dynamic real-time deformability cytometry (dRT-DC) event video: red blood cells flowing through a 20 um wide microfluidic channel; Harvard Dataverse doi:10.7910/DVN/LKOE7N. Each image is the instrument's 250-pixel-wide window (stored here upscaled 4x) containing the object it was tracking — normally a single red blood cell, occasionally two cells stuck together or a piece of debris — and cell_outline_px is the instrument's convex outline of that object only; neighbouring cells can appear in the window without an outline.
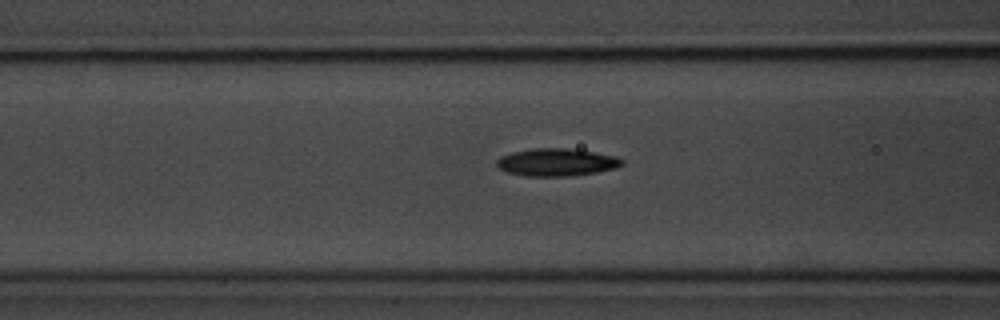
{"species": "common noctule bat (a hibernating species)", "species_latin": "Nyctalus noctula", "temperature_condition": "room temperature", "stored_images_in_passage": 35, "camera_frame_rate_fps": 3000, "um_per_image_px": 0.085, "animal": {"sex": "male", "body_mass_g": 20.1, "forearm_length_mm": 53.5}, "frame": {"image": 1, "passage_image": 7, "time_ms": 2.0, "image_size_px": [1000, 320], "cell_outline_px": [[624, 164], [616, 168], [596, 172], [568, 176], [524, 176], [508, 172], [500, 168], [496, 164], [496, 160], [500, 156], [512, 152], [532, 148], [568, 148], [616, 156], [624, 160]], "centroid_in_image_um": [47.3, 13.79], "position_along_channel_um": 119.3, "area_um2": 20.11}}
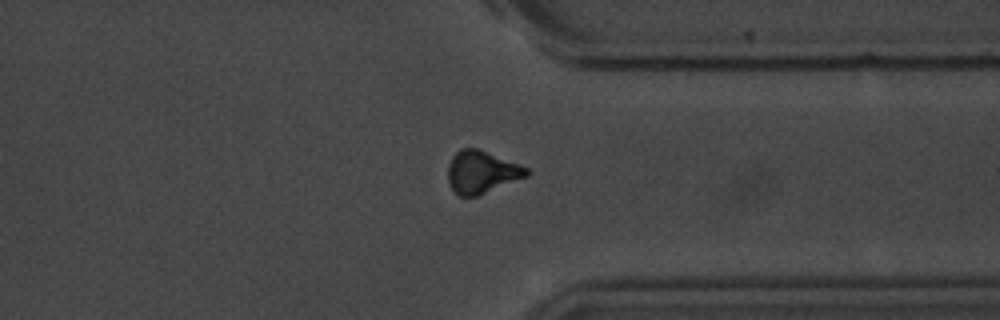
{"frame": {"image": 2, "passage_image": 28, "time_ms": 9.0, "image_size_px": [1000, 320], "cell_outline_px": [[532, 172], [528, 176], [476, 196], [456, 196], [448, 184], [448, 164], [452, 156], [460, 148], [476, 148], [520, 164], [528, 168]], "centroid_in_image_um": [40.92, 14.63], "position_along_channel_um": 370.5, "area_um2": 19.59}}
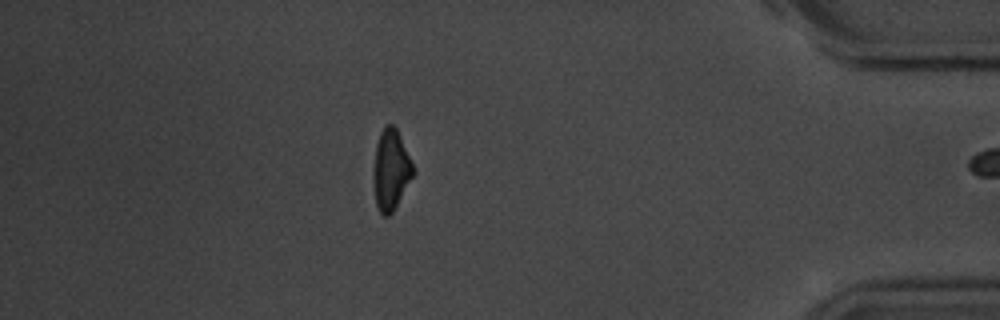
{"frame": {"image": 3, "passage_image": 34, "time_ms": 11.0, "image_size_px": [1000, 320], "cell_outline_px": [[416, 172], [392, 212], [388, 216], [384, 216], [380, 212], [376, 204], [372, 180], [372, 168], [376, 144], [380, 132], [384, 124], [392, 124], [396, 128]], "centroid_in_image_um": [33.19, 14.43], "position_along_channel_um": 402.0, "area_um2": 18.79}}